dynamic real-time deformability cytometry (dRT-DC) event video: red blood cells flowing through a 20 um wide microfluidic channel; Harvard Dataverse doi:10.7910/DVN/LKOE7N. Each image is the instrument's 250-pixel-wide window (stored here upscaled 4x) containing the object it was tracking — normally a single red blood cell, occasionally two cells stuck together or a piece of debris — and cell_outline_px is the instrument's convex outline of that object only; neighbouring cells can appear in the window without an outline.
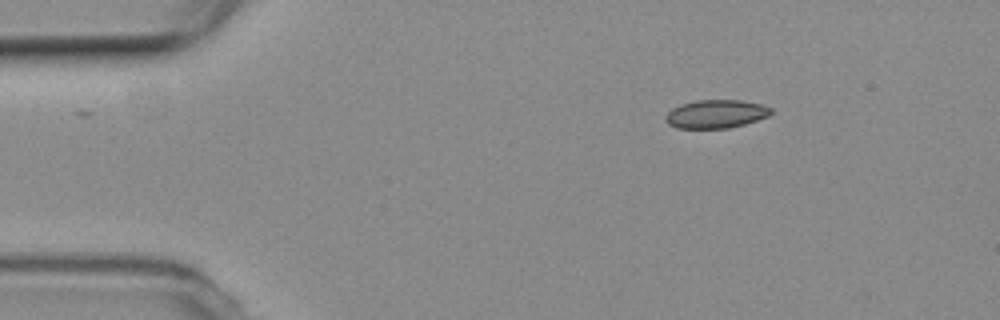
{"species": "common noctule bat (a hibernating species)", "species_latin": "Nyctalus noctula", "temperature_condition": "room temperature", "stored_images_in_passage": 3, "camera_frame_rate_fps": 3000, "um_per_image_px": 0.085, "animal": {"sex": "female", "body_mass_g": 19.3, "forearm_length_mm": 54.1}, "frame": {"image": 1, "passage_image": 1, "time_ms": 0.0, "image_size_px": [1000, 320], "cell_outline_px": [[772, 112], [768, 116], [744, 124], [728, 128], [676, 128], [668, 124], [664, 120], [668, 112], [672, 108], [680, 104], [696, 100], [740, 100], [760, 104], [772, 108]], "centroid_in_image_um": [60.82, 9.68], "position_along_channel_um": 24.2, "area_um2": 17.4}}